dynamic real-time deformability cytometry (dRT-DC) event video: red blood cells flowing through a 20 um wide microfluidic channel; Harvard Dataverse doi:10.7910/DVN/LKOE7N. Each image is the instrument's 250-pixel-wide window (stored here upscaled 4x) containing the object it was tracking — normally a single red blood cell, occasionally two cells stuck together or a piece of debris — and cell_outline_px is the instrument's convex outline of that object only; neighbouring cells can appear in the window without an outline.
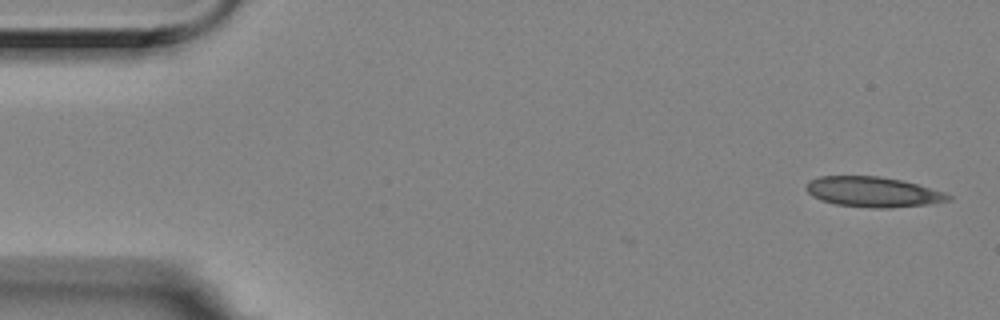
{"species": "Egyptian fruit bat (a non-hibernating species)", "species_latin": "Rousettus aegyptiacus", "temperature_condition": "room temperature", "stored_images_in_passage": 3, "camera_frame_rate_fps": 3000, "um_per_image_px": 0.085, "animal": {"sex": "female"}, "frame": {"image": 1, "passage_image": 1, "time_ms": 0.0, "image_size_px": [1000, 320], "cell_outline_px": [[952, 200], [932, 204], [892, 208], [872, 208], [836, 204], [820, 200], [812, 196], [804, 188], [812, 180], [820, 176], [880, 176], [900, 180], [916, 184], [944, 192], [952, 196]], "centroid_in_image_um": [74.23, 16.32], "position_along_channel_um": 10.8, "area_um2": 25.03}}